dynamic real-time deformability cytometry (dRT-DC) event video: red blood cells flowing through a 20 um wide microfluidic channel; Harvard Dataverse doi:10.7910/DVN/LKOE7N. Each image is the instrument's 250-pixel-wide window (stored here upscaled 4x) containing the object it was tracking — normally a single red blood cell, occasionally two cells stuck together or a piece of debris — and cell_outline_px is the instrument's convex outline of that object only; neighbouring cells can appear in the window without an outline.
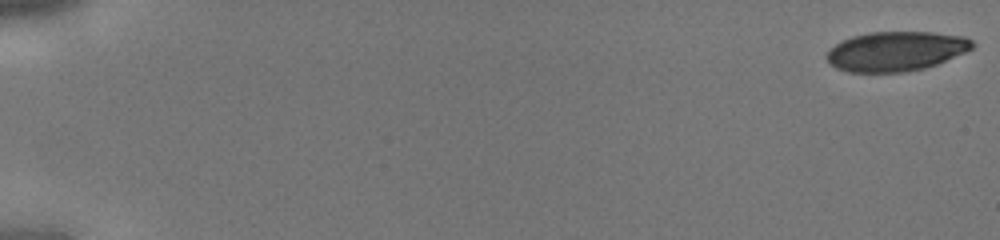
{"species": "human", "species_latin": "Homo sapiens", "temperature_condition": "cold", "stored_images_in_passage": 44, "camera_frame_rate_fps": 3000, "um_per_image_px": 0.085, "donor": {"sex": "male"}, "frame": {"image": 1, "passage_image": 1, "time_ms": 0.0, "image_size_px": [1000, 240], "cell_outline_px": [[976, 44], [972, 48], [964, 52], [936, 64], [924, 68], [904, 72], [848, 72], [836, 68], [824, 56], [840, 40], [852, 36], [868, 32], [932, 32], [964, 36], [972, 40]], "centroid_in_image_um": [76.14, 4.35], "position_along_channel_um": 8.9, "area_um2": 33.52}}
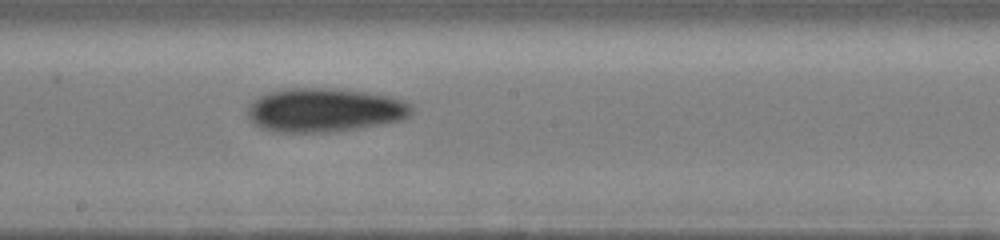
{"frame": {"image": 2, "passage_image": 26, "time_ms": 8.333, "image_size_px": [1000, 240], "cell_outline_px": [[412, 116], [400, 120], [360, 128], [336, 132], [272, 132], [260, 128], [248, 116], [248, 104], [260, 96], [268, 92], [284, 88], [340, 88], [368, 92], [392, 96], [404, 100], [412, 104]], "centroid_in_image_um": [27.62, 9.35], "position_along_channel_um": 220.6, "area_um2": 42.48}}
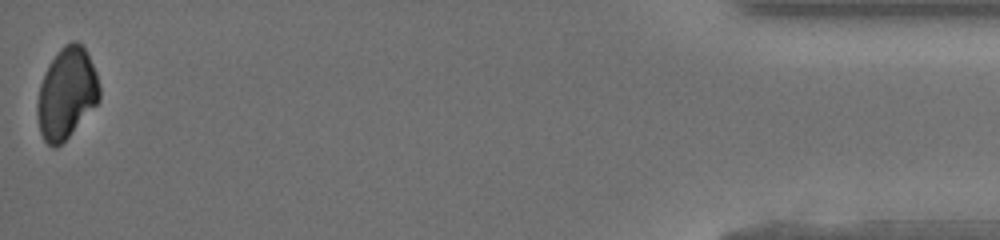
{"frame": {"image": 3, "passage_image": 44, "time_ms": 14.333, "image_size_px": [1000, 240], "cell_outline_px": [[100, 100], [68, 136], [56, 148], [52, 148], [44, 140], [40, 132], [36, 112], [36, 104], [40, 84], [44, 72], [48, 64], [60, 48], [64, 44], [72, 40], [76, 40], [84, 44], [96, 72], [100, 88]], "centroid_in_image_um": [5.65, 7.89], "position_along_channel_um": 429.6, "area_um2": 33.18}}